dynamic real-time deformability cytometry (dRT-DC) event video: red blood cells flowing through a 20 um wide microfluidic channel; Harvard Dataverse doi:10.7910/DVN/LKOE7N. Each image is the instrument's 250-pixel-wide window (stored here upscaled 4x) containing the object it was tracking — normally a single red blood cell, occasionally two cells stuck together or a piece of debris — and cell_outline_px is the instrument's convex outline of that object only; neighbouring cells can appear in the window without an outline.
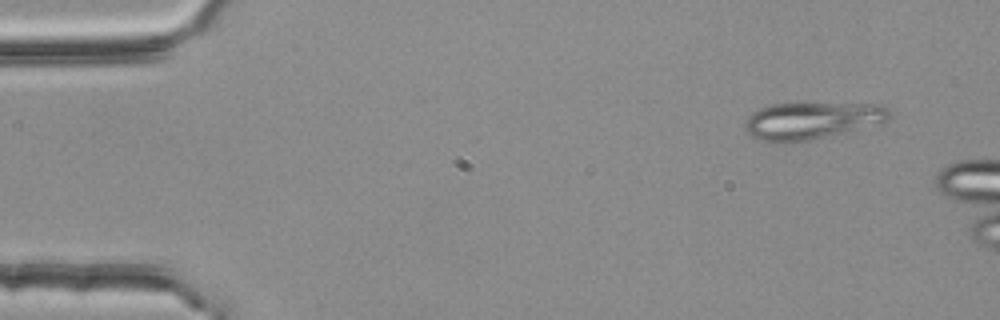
{"species": "common noctule bat (a hibernating species)", "species_latin": "Nyctalus noctula", "temperature_condition": "room temperature", "stored_images_in_passage": 4, "camera_frame_rate_fps": 3000, "um_per_image_px": 0.085, "animal": {"sex": "female", "body_mass_g": 25.1}, "frame": {"image": 1, "passage_image": 1, "time_ms": 0.0, "image_size_px": [1000, 320], "cell_outline_px": [[888, 120], [884, 124], [808, 140], [784, 144], [756, 140], [748, 136], [744, 128], [744, 124], [748, 116], [752, 112], [760, 108], [772, 104], [880, 104], [888, 108]], "centroid_in_image_um": [68.95, 10.28], "position_along_channel_um": 16.0, "area_um2": 31.56}}